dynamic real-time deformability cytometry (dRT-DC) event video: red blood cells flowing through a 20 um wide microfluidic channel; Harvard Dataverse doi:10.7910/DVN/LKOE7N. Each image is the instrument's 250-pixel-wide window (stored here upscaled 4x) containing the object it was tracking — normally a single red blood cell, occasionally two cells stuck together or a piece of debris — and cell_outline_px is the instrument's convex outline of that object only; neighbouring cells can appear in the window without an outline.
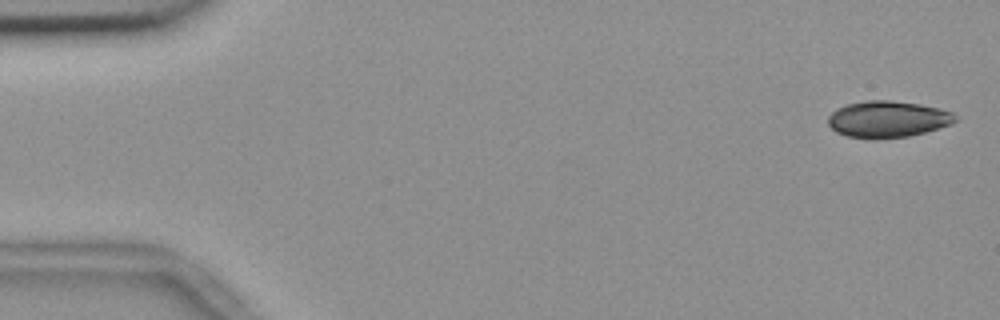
{"species": "common noctule bat (a hibernating species)", "species_latin": "Nyctalus noctula", "temperature_condition": "room temperature", "stored_images_in_passage": 55, "camera_frame_rate_fps": 3000, "um_per_image_px": 0.085, "animal": {"sex": "female", "body_mass_g": 18.4}, "frame": {"image": 1, "passage_image": 2, "time_ms": 0.333, "image_size_px": [1000, 320], "cell_outline_px": [[960, 120], [952, 124], [924, 132], [908, 136], [876, 140], [872, 140], [848, 136], [836, 132], [828, 124], [828, 116], [836, 108], [848, 104], [864, 100], [888, 100], [920, 104], [940, 108], [952, 112]], "centroid_in_image_um": [75.46, 10.14], "position_along_channel_um": 9.5, "area_um2": 27.4}}
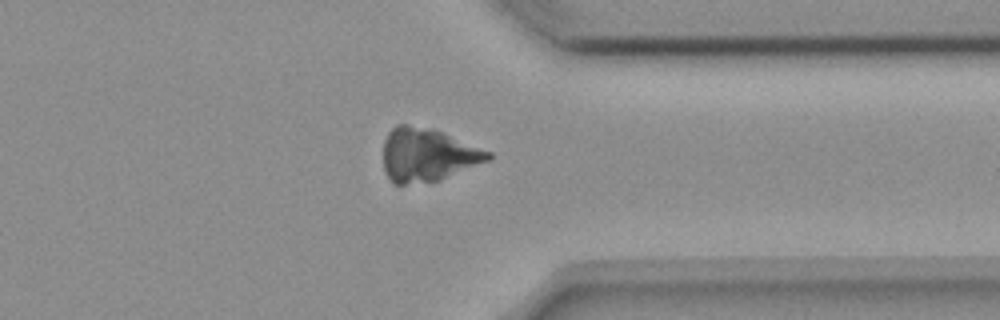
{"frame": {"image": 2, "passage_image": 43, "time_ms": 14.0, "image_size_px": [1000, 320], "cell_outline_px": [[492, 156], [488, 160], [440, 180], [404, 184], [392, 184], [384, 172], [384, 140], [388, 132], [396, 124], [408, 124], [432, 128], [492, 152]], "centroid_in_image_um": [36.3, 13.15], "position_along_channel_um": 375.1, "area_um2": 32.48}}
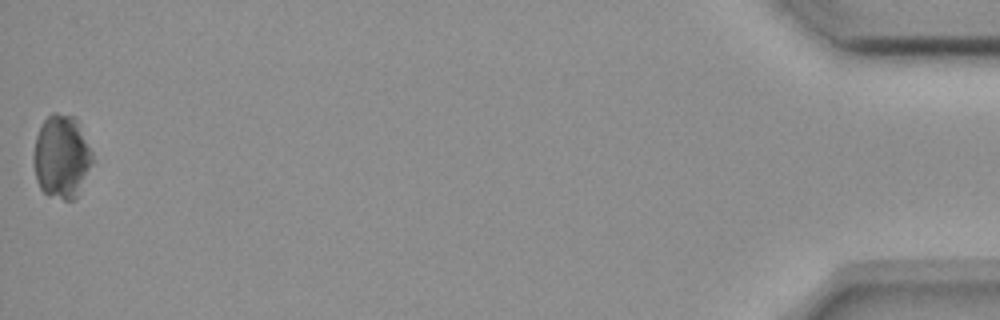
{"frame": {"image": 3, "passage_image": 55, "time_ms": 18.0, "image_size_px": [1000, 320], "cell_outline_px": [[92, 164], [76, 200], [64, 200], [48, 196], [40, 188], [36, 180], [32, 164], [32, 156], [36, 136], [44, 120], [52, 112], [56, 112], [72, 116], [76, 120], [92, 152]], "centroid_in_image_um": [5.2, 13.36], "position_along_channel_um": 430.0, "area_um2": 28.78}}